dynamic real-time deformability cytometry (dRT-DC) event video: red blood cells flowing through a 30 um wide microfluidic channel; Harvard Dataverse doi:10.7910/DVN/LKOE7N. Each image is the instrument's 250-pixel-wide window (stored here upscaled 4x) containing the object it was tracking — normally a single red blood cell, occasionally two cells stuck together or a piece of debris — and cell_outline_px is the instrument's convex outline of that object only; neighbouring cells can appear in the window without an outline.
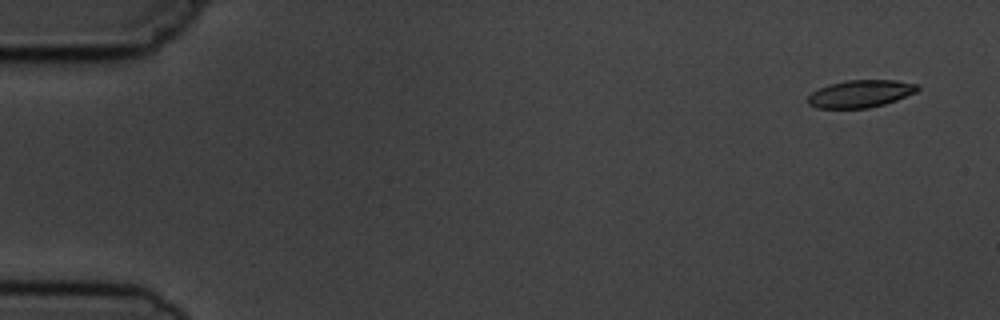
{"species": "common noctule bat (a hibernating species)", "species_latin": "Nyctalus noctula", "temperature_condition": "cold", "stored_images_in_passage": 6, "camera_frame_rate_fps": 3000, "um_per_image_px": 0.085, "animal": {"sex": "male", "body_mass_g": 19.5, "forearm_length_mm": 54.6}, "frame": {"image": 1, "passage_image": 1, "time_ms": 0.0, "image_size_px": [1000, 320], "cell_outline_px": [[920, 88], [916, 92], [896, 100], [884, 104], [868, 108], [816, 108], [808, 104], [804, 100], [812, 92], [820, 88], [832, 84], [848, 80], [896, 80], [916, 84]], "centroid_in_image_um": [73.11, 7.97], "position_along_channel_um": 11.9, "area_um2": 17.46}}
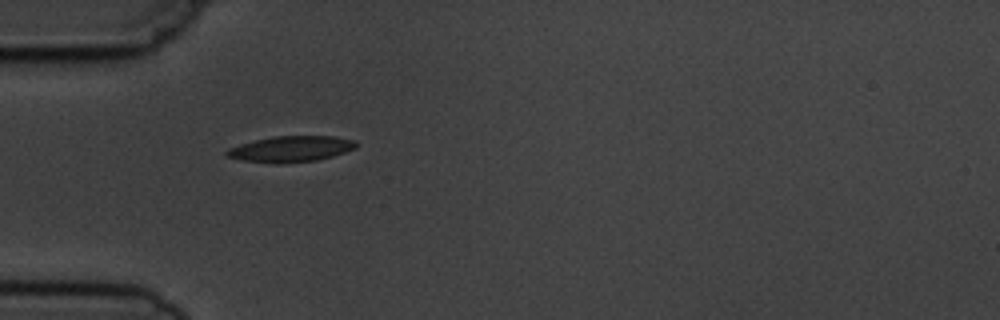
{"frame": {"image": 2, "passage_image": 5, "time_ms": 4.667, "image_size_px": [1000, 320], "cell_outline_px": [[356, 148], [332, 156], [316, 160], [284, 164], [276, 164], [244, 160], [228, 156], [224, 152], [228, 148], [240, 144], [272, 136], [336, 136], [352, 140], [356, 144]], "centroid_in_image_um": [24.71, 12.66], "position_along_channel_um": 60.3, "area_um2": 19.42}}
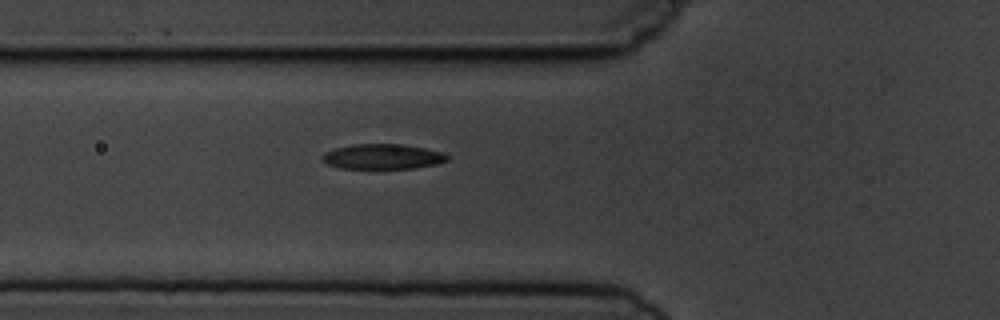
{"frame": {"image": 3, "passage_image": 6, "time_ms": 5.667, "image_size_px": [1000, 320], "cell_outline_px": [[448, 160], [436, 164], [412, 168], [340, 168], [328, 164], [320, 156], [324, 152], [336, 148], [352, 144], [404, 144], [444, 152], [448, 156]], "centroid_in_image_um": [32.53, 13.3], "position_along_channel_um": 93.3, "area_um2": 18.21}}